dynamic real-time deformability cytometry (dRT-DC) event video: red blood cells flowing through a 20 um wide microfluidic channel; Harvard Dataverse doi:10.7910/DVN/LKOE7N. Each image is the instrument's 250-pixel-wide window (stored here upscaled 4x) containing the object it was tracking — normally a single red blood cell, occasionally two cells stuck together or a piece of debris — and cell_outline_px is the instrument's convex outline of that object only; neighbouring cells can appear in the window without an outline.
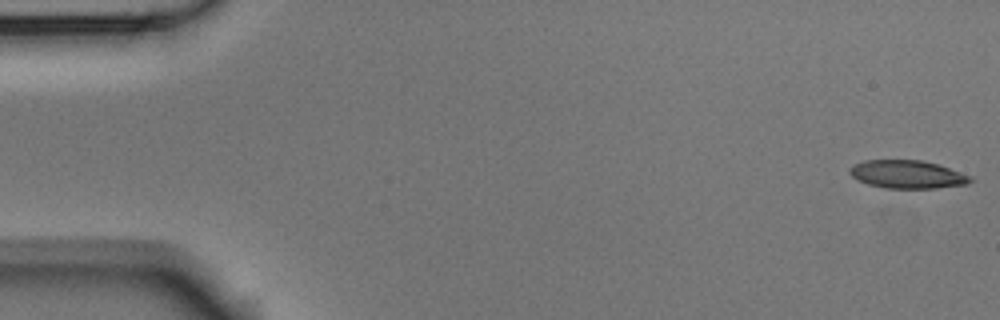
{"species": "Egyptian fruit bat (a non-hibernating species)", "species_latin": "Rousettus aegyptiacus", "temperature_condition": "room temperature", "stored_images_in_passage": 4, "camera_frame_rate_fps": 3000, "um_per_image_px": 0.085, "animal": {"sex": "male"}, "frame": {"image": 1, "passage_image": 1, "time_ms": 0.0, "image_size_px": [1000, 320], "cell_outline_px": [[972, 180], [968, 184], [936, 188], [884, 188], [868, 184], [852, 176], [848, 172], [852, 164], [864, 160], [920, 160], [936, 164], [972, 176]], "centroid_in_image_um": [77.1, 14.82], "position_along_channel_um": 7.9, "area_um2": 19.65}}
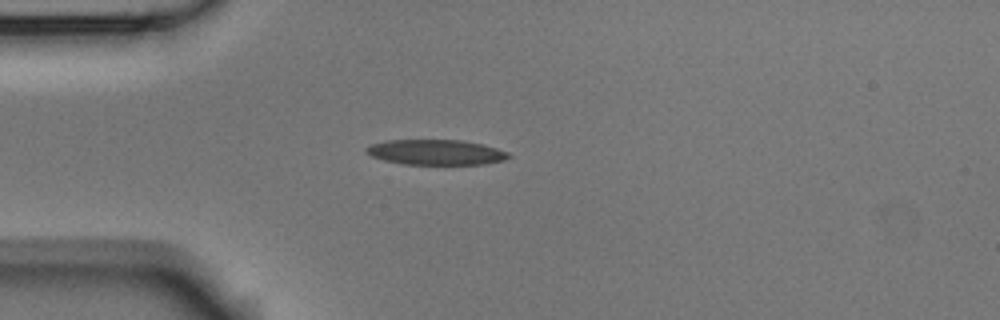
{"frame": {"image": 2, "passage_image": 4, "time_ms": 1.0, "image_size_px": [1000, 320], "cell_outline_px": [[512, 156], [504, 160], [484, 164], [404, 164], [384, 160], [372, 156], [364, 148], [372, 144], [388, 140], [464, 140], [484, 144], [508, 152]], "centroid_in_image_um": [37.1, 12.93], "position_along_channel_um": 47.9, "area_um2": 20.87}}